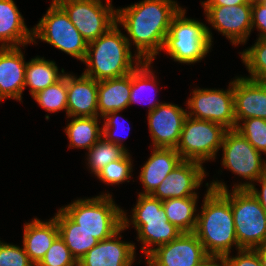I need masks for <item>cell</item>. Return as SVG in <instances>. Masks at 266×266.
<instances>
[{
  "instance_id": "1",
  "label": "cell",
  "mask_w": 266,
  "mask_h": 266,
  "mask_svg": "<svg viewBox=\"0 0 266 266\" xmlns=\"http://www.w3.org/2000/svg\"><path fill=\"white\" fill-rule=\"evenodd\" d=\"M180 10L172 0H144L116 9V22L123 25L136 45L135 60L153 61L163 49L172 19Z\"/></svg>"
},
{
  "instance_id": "2",
  "label": "cell",
  "mask_w": 266,
  "mask_h": 266,
  "mask_svg": "<svg viewBox=\"0 0 266 266\" xmlns=\"http://www.w3.org/2000/svg\"><path fill=\"white\" fill-rule=\"evenodd\" d=\"M201 214H197L194 234L208 255H230L231 246L238 241L230 201L220 192L208 188Z\"/></svg>"
},
{
  "instance_id": "3",
  "label": "cell",
  "mask_w": 266,
  "mask_h": 266,
  "mask_svg": "<svg viewBox=\"0 0 266 266\" xmlns=\"http://www.w3.org/2000/svg\"><path fill=\"white\" fill-rule=\"evenodd\" d=\"M129 42L130 39L121 33L116 22L103 35L88 43L87 54L83 61L88 68L83 74L96 81L130 74L142 60L136 59L134 66Z\"/></svg>"
},
{
  "instance_id": "4",
  "label": "cell",
  "mask_w": 266,
  "mask_h": 266,
  "mask_svg": "<svg viewBox=\"0 0 266 266\" xmlns=\"http://www.w3.org/2000/svg\"><path fill=\"white\" fill-rule=\"evenodd\" d=\"M209 188L220 191L230 201L238 247L254 249L266 243V213L248 189L229 193L225 184L218 181Z\"/></svg>"
},
{
  "instance_id": "5",
  "label": "cell",
  "mask_w": 266,
  "mask_h": 266,
  "mask_svg": "<svg viewBox=\"0 0 266 266\" xmlns=\"http://www.w3.org/2000/svg\"><path fill=\"white\" fill-rule=\"evenodd\" d=\"M110 194L80 199L62 210L82 229L97 240H105L123 227V210L115 205Z\"/></svg>"
},
{
  "instance_id": "6",
  "label": "cell",
  "mask_w": 266,
  "mask_h": 266,
  "mask_svg": "<svg viewBox=\"0 0 266 266\" xmlns=\"http://www.w3.org/2000/svg\"><path fill=\"white\" fill-rule=\"evenodd\" d=\"M185 13L181 9L172 19L163 49L174 61L192 64L209 52L212 33L202 22L185 18Z\"/></svg>"
},
{
  "instance_id": "7",
  "label": "cell",
  "mask_w": 266,
  "mask_h": 266,
  "mask_svg": "<svg viewBox=\"0 0 266 266\" xmlns=\"http://www.w3.org/2000/svg\"><path fill=\"white\" fill-rule=\"evenodd\" d=\"M34 37L40 38L82 62L86 57L87 41L72 24L65 10L55 0L52 1L45 16L33 28V42H35Z\"/></svg>"
},
{
  "instance_id": "8",
  "label": "cell",
  "mask_w": 266,
  "mask_h": 266,
  "mask_svg": "<svg viewBox=\"0 0 266 266\" xmlns=\"http://www.w3.org/2000/svg\"><path fill=\"white\" fill-rule=\"evenodd\" d=\"M136 206L133 208L132 223L142 242V250L148 255V246L163 245L178 238L183 232L168 221L162 200L151 195L139 194Z\"/></svg>"
},
{
  "instance_id": "9",
  "label": "cell",
  "mask_w": 266,
  "mask_h": 266,
  "mask_svg": "<svg viewBox=\"0 0 266 266\" xmlns=\"http://www.w3.org/2000/svg\"><path fill=\"white\" fill-rule=\"evenodd\" d=\"M227 131L218 123L187 116L175 149L182 160L203 163L215 159Z\"/></svg>"
},
{
  "instance_id": "10",
  "label": "cell",
  "mask_w": 266,
  "mask_h": 266,
  "mask_svg": "<svg viewBox=\"0 0 266 266\" xmlns=\"http://www.w3.org/2000/svg\"><path fill=\"white\" fill-rule=\"evenodd\" d=\"M68 14L70 21L90 43L103 35L116 23V10L111 0H55Z\"/></svg>"
},
{
  "instance_id": "11",
  "label": "cell",
  "mask_w": 266,
  "mask_h": 266,
  "mask_svg": "<svg viewBox=\"0 0 266 266\" xmlns=\"http://www.w3.org/2000/svg\"><path fill=\"white\" fill-rule=\"evenodd\" d=\"M232 85V86H231ZM228 90L195 89L192 98L188 99L189 117L218 123L228 130L236 127L234 108V81ZM193 110V111H192Z\"/></svg>"
},
{
  "instance_id": "12",
  "label": "cell",
  "mask_w": 266,
  "mask_h": 266,
  "mask_svg": "<svg viewBox=\"0 0 266 266\" xmlns=\"http://www.w3.org/2000/svg\"><path fill=\"white\" fill-rule=\"evenodd\" d=\"M221 147L223 166L235 174L251 181L266 174V163H262L261 153L236 130L225 133Z\"/></svg>"
},
{
  "instance_id": "13",
  "label": "cell",
  "mask_w": 266,
  "mask_h": 266,
  "mask_svg": "<svg viewBox=\"0 0 266 266\" xmlns=\"http://www.w3.org/2000/svg\"><path fill=\"white\" fill-rule=\"evenodd\" d=\"M209 255L194 233H182L178 238L148 248L149 266H198Z\"/></svg>"
},
{
  "instance_id": "14",
  "label": "cell",
  "mask_w": 266,
  "mask_h": 266,
  "mask_svg": "<svg viewBox=\"0 0 266 266\" xmlns=\"http://www.w3.org/2000/svg\"><path fill=\"white\" fill-rule=\"evenodd\" d=\"M204 9L208 22L233 45L246 42L252 29V4L204 6Z\"/></svg>"
},
{
  "instance_id": "15",
  "label": "cell",
  "mask_w": 266,
  "mask_h": 266,
  "mask_svg": "<svg viewBox=\"0 0 266 266\" xmlns=\"http://www.w3.org/2000/svg\"><path fill=\"white\" fill-rule=\"evenodd\" d=\"M187 111L177 105L162 103L148 112V125L155 148H176Z\"/></svg>"
},
{
  "instance_id": "16",
  "label": "cell",
  "mask_w": 266,
  "mask_h": 266,
  "mask_svg": "<svg viewBox=\"0 0 266 266\" xmlns=\"http://www.w3.org/2000/svg\"><path fill=\"white\" fill-rule=\"evenodd\" d=\"M204 177L202 163L182 160L151 196L162 201L169 198L197 197L193 190L200 186Z\"/></svg>"
},
{
  "instance_id": "17",
  "label": "cell",
  "mask_w": 266,
  "mask_h": 266,
  "mask_svg": "<svg viewBox=\"0 0 266 266\" xmlns=\"http://www.w3.org/2000/svg\"><path fill=\"white\" fill-rule=\"evenodd\" d=\"M129 220L123 211V227L111 237L101 240L78 262L77 266H132L135 260V245L122 242L117 236L129 227Z\"/></svg>"
},
{
  "instance_id": "18",
  "label": "cell",
  "mask_w": 266,
  "mask_h": 266,
  "mask_svg": "<svg viewBox=\"0 0 266 266\" xmlns=\"http://www.w3.org/2000/svg\"><path fill=\"white\" fill-rule=\"evenodd\" d=\"M233 94L236 124L249 118L266 119V81L238 77Z\"/></svg>"
},
{
  "instance_id": "19",
  "label": "cell",
  "mask_w": 266,
  "mask_h": 266,
  "mask_svg": "<svg viewBox=\"0 0 266 266\" xmlns=\"http://www.w3.org/2000/svg\"><path fill=\"white\" fill-rule=\"evenodd\" d=\"M98 83L82 74L79 78L67 74V116L98 117Z\"/></svg>"
},
{
  "instance_id": "20",
  "label": "cell",
  "mask_w": 266,
  "mask_h": 266,
  "mask_svg": "<svg viewBox=\"0 0 266 266\" xmlns=\"http://www.w3.org/2000/svg\"><path fill=\"white\" fill-rule=\"evenodd\" d=\"M26 64L20 47H0V101L22 99Z\"/></svg>"
},
{
  "instance_id": "21",
  "label": "cell",
  "mask_w": 266,
  "mask_h": 266,
  "mask_svg": "<svg viewBox=\"0 0 266 266\" xmlns=\"http://www.w3.org/2000/svg\"><path fill=\"white\" fill-rule=\"evenodd\" d=\"M182 161L174 148H155L143 165L140 180L145 191L141 195H151L168 174Z\"/></svg>"
},
{
  "instance_id": "22",
  "label": "cell",
  "mask_w": 266,
  "mask_h": 266,
  "mask_svg": "<svg viewBox=\"0 0 266 266\" xmlns=\"http://www.w3.org/2000/svg\"><path fill=\"white\" fill-rule=\"evenodd\" d=\"M0 47H20L33 42V29L26 27L13 0H0ZM8 42V43H7ZM10 43V44H9Z\"/></svg>"
},
{
  "instance_id": "23",
  "label": "cell",
  "mask_w": 266,
  "mask_h": 266,
  "mask_svg": "<svg viewBox=\"0 0 266 266\" xmlns=\"http://www.w3.org/2000/svg\"><path fill=\"white\" fill-rule=\"evenodd\" d=\"M58 236L59 228L55 217L48 222L35 218L31 223L25 224L23 247L35 266L42 260Z\"/></svg>"
},
{
  "instance_id": "24",
  "label": "cell",
  "mask_w": 266,
  "mask_h": 266,
  "mask_svg": "<svg viewBox=\"0 0 266 266\" xmlns=\"http://www.w3.org/2000/svg\"><path fill=\"white\" fill-rule=\"evenodd\" d=\"M131 73L119 78L101 80L98 83V112L101 117L129 106Z\"/></svg>"
},
{
  "instance_id": "25",
  "label": "cell",
  "mask_w": 266,
  "mask_h": 266,
  "mask_svg": "<svg viewBox=\"0 0 266 266\" xmlns=\"http://www.w3.org/2000/svg\"><path fill=\"white\" fill-rule=\"evenodd\" d=\"M54 217L59 228V236L77 262L98 244L99 240L76 224L62 209H59Z\"/></svg>"
},
{
  "instance_id": "26",
  "label": "cell",
  "mask_w": 266,
  "mask_h": 266,
  "mask_svg": "<svg viewBox=\"0 0 266 266\" xmlns=\"http://www.w3.org/2000/svg\"><path fill=\"white\" fill-rule=\"evenodd\" d=\"M197 198H169L162 201L168 221L183 233H193L196 228L197 215L194 212Z\"/></svg>"
},
{
  "instance_id": "27",
  "label": "cell",
  "mask_w": 266,
  "mask_h": 266,
  "mask_svg": "<svg viewBox=\"0 0 266 266\" xmlns=\"http://www.w3.org/2000/svg\"><path fill=\"white\" fill-rule=\"evenodd\" d=\"M64 74L58 73V67L53 61L36 57L27 62L25 69V88L30 86L31 95L44 90L59 81Z\"/></svg>"
},
{
  "instance_id": "28",
  "label": "cell",
  "mask_w": 266,
  "mask_h": 266,
  "mask_svg": "<svg viewBox=\"0 0 266 266\" xmlns=\"http://www.w3.org/2000/svg\"><path fill=\"white\" fill-rule=\"evenodd\" d=\"M65 132L70 140L69 147L90 149L102 137L98 117H73Z\"/></svg>"
},
{
  "instance_id": "29",
  "label": "cell",
  "mask_w": 266,
  "mask_h": 266,
  "mask_svg": "<svg viewBox=\"0 0 266 266\" xmlns=\"http://www.w3.org/2000/svg\"><path fill=\"white\" fill-rule=\"evenodd\" d=\"M127 152L122 146L100 139L89 149V167L94 175H97L105 166L114 160L121 159Z\"/></svg>"
},
{
  "instance_id": "30",
  "label": "cell",
  "mask_w": 266,
  "mask_h": 266,
  "mask_svg": "<svg viewBox=\"0 0 266 266\" xmlns=\"http://www.w3.org/2000/svg\"><path fill=\"white\" fill-rule=\"evenodd\" d=\"M48 112L65 109L67 113V74L54 84L32 96Z\"/></svg>"
},
{
  "instance_id": "31",
  "label": "cell",
  "mask_w": 266,
  "mask_h": 266,
  "mask_svg": "<svg viewBox=\"0 0 266 266\" xmlns=\"http://www.w3.org/2000/svg\"><path fill=\"white\" fill-rule=\"evenodd\" d=\"M243 63L246 65L250 80L266 81V38H258L257 42L241 53Z\"/></svg>"
},
{
  "instance_id": "32",
  "label": "cell",
  "mask_w": 266,
  "mask_h": 266,
  "mask_svg": "<svg viewBox=\"0 0 266 266\" xmlns=\"http://www.w3.org/2000/svg\"><path fill=\"white\" fill-rule=\"evenodd\" d=\"M150 65H151V61H143V62H141V64H139V67L137 66L131 72V92H130L129 105H131L134 102H136V103L138 101L141 102L140 101L141 98L139 96L141 94H143L144 88H145V90L146 89L149 90V88H147V87L151 86L150 89L152 88V91H153V89H155L154 88L155 87V82H154L155 76L149 68ZM150 104H151V106L149 107V112L153 111L158 105H160L159 102L153 103L152 100H151Z\"/></svg>"
},
{
  "instance_id": "33",
  "label": "cell",
  "mask_w": 266,
  "mask_h": 266,
  "mask_svg": "<svg viewBox=\"0 0 266 266\" xmlns=\"http://www.w3.org/2000/svg\"><path fill=\"white\" fill-rule=\"evenodd\" d=\"M243 125L236 124V130L243 136L257 151L266 154V119L249 118L241 120Z\"/></svg>"
},
{
  "instance_id": "34",
  "label": "cell",
  "mask_w": 266,
  "mask_h": 266,
  "mask_svg": "<svg viewBox=\"0 0 266 266\" xmlns=\"http://www.w3.org/2000/svg\"><path fill=\"white\" fill-rule=\"evenodd\" d=\"M127 152L121 159L105 166L96 176L107 184H119L131 177L132 163Z\"/></svg>"
},
{
  "instance_id": "35",
  "label": "cell",
  "mask_w": 266,
  "mask_h": 266,
  "mask_svg": "<svg viewBox=\"0 0 266 266\" xmlns=\"http://www.w3.org/2000/svg\"><path fill=\"white\" fill-rule=\"evenodd\" d=\"M36 266H77V261L61 237L58 236Z\"/></svg>"
},
{
  "instance_id": "36",
  "label": "cell",
  "mask_w": 266,
  "mask_h": 266,
  "mask_svg": "<svg viewBox=\"0 0 266 266\" xmlns=\"http://www.w3.org/2000/svg\"><path fill=\"white\" fill-rule=\"evenodd\" d=\"M0 266H35L24 247L0 241Z\"/></svg>"
},
{
  "instance_id": "37",
  "label": "cell",
  "mask_w": 266,
  "mask_h": 266,
  "mask_svg": "<svg viewBox=\"0 0 266 266\" xmlns=\"http://www.w3.org/2000/svg\"><path fill=\"white\" fill-rule=\"evenodd\" d=\"M226 266H262L259 256L254 249L238 250V255L230 257L229 254L224 256Z\"/></svg>"
},
{
  "instance_id": "38",
  "label": "cell",
  "mask_w": 266,
  "mask_h": 266,
  "mask_svg": "<svg viewBox=\"0 0 266 266\" xmlns=\"http://www.w3.org/2000/svg\"><path fill=\"white\" fill-rule=\"evenodd\" d=\"M119 112L120 111L110 112V113H108L102 117L103 119H106V120H104L105 123H104L103 128H102V137L106 141L112 142V143L117 144L119 146H122L124 148L123 144L120 143L121 139H119L116 136L117 134H114L115 131H117L118 126L120 125L118 122L119 117L117 115V113H119ZM112 129L113 130L115 129L114 132H112Z\"/></svg>"
},
{
  "instance_id": "39",
  "label": "cell",
  "mask_w": 266,
  "mask_h": 266,
  "mask_svg": "<svg viewBox=\"0 0 266 266\" xmlns=\"http://www.w3.org/2000/svg\"><path fill=\"white\" fill-rule=\"evenodd\" d=\"M262 185V190L258 191L252 183H241L236 185L234 189H248L249 192L258 200L266 213V174L257 180Z\"/></svg>"
},
{
  "instance_id": "40",
  "label": "cell",
  "mask_w": 266,
  "mask_h": 266,
  "mask_svg": "<svg viewBox=\"0 0 266 266\" xmlns=\"http://www.w3.org/2000/svg\"><path fill=\"white\" fill-rule=\"evenodd\" d=\"M254 26L261 31L259 38H266V12H252V28Z\"/></svg>"
},
{
  "instance_id": "41",
  "label": "cell",
  "mask_w": 266,
  "mask_h": 266,
  "mask_svg": "<svg viewBox=\"0 0 266 266\" xmlns=\"http://www.w3.org/2000/svg\"><path fill=\"white\" fill-rule=\"evenodd\" d=\"M243 4H251L249 0H208L202 2L203 6H236Z\"/></svg>"
},
{
  "instance_id": "42",
  "label": "cell",
  "mask_w": 266,
  "mask_h": 266,
  "mask_svg": "<svg viewBox=\"0 0 266 266\" xmlns=\"http://www.w3.org/2000/svg\"><path fill=\"white\" fill-rule=\"evenodd\" d=\"M217 260H219L221 262V264L216 263ZM198 266H226V263H225L224 256L209 255Z\"/></svg>"
},
{
  "instance_id": "43",
  "label": "cell",
  "mask_w": 266,
  "mask_h": 266,
  "mask_svg": "<svg viewBox=\"0 0 266 266\" xmlns=\"http://www.w3.org/2000/svg\"><path fill=\"white\" fill-rule=\"evenodd\" d=\"M254 250L257 252L261 265L266 266V243L254 248Z\"/></svg>"
},
{
  "instance_id": "44",
  "label": "cell",
  "mask_w": 266,
  "mask_h": 266,
  "mask_svg": "<svg viewBox=\"0 0 266 266\" xmlns=\"http://www.w3.org/2000/svg\"><path fill=\"white\" fill-rule=\"evenodd\" d=\"M252 12H266V1L252 4Z\"/></svg>"
},
{
  "instance_id": "45",
  "label": "cell",
  "mask_w": 266,
  "mask_h": 266,
  "mask_svg": "<svg viewBox=\"0 0 266 266\" xmlns=\"http://www.w3.org/2000/svg\"><path fill=\"white\" fill-rule=\"evenodd\" d=\"M251 4L261 3L266 0H249Z\"/></svg>"
}]
</instances>
